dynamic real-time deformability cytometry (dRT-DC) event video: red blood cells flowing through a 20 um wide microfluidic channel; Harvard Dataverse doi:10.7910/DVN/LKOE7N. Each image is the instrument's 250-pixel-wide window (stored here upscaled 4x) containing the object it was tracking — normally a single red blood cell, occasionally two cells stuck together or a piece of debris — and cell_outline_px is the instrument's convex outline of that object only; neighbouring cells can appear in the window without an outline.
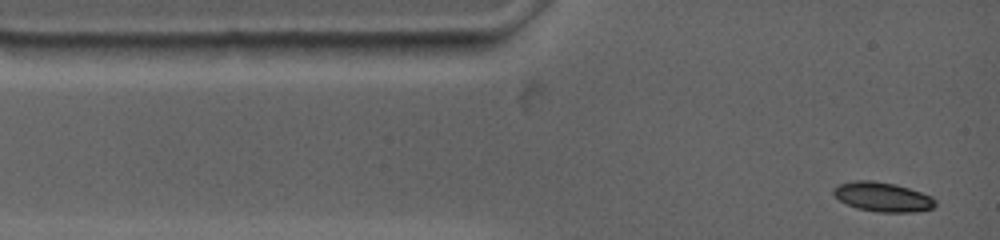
{"species": "common noctule bat (a hibernating species)", "species_latin": "Nyctalus noctula", "temperature_condition": "warm", "stored_images_in_passage": 73, "camera_frame_rate_fps": 4500, "um_per_image_px": 0.085, "animal": {"sex": "female", "body_mass_g": 19.0, "forearm_length_mm": 53.3}, "frame": {"image": 1, "passage_image": 1, "time_ms": 0.0, "image_size_px": [1000, 240], "cell_outline_px": [[936, 204], [932, 208], [916, 212], [876, 212], [856, 208], [840, 200], [832, 192], [832, 188], [840, 184], [852, 180], [872, 180], [896, 184], [932, 196], [936, 200]], "centroid_in_image_um": [75.02, 16.73], "position_along_channel_um": 10.0, "area_um2": 17.51}}
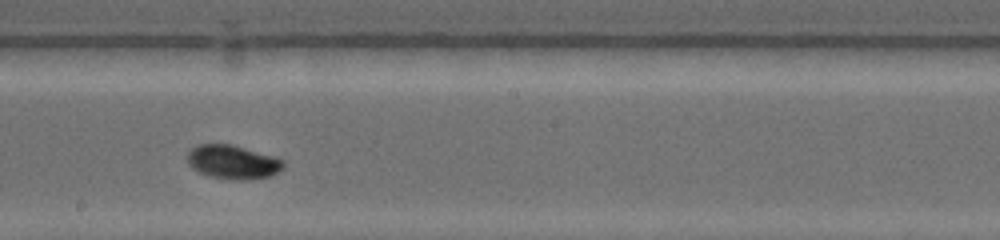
{"frame": {"image": 2, "passage_image": 32, "time_ms": 6.889, "image_size_px": [1000, 240], "cell_outline_px": [[284, 168], [280, 172], [268, 176], [208, 176], [192, 168], [188, 164], [188, 152], [192, 148], [200, 144], [232, 144], [276, 156], [284, 160]], "centroid_in_image_um": [19.8, 13.69], "position_along_channel_um": 228.4, "area_um2": 18.09}}
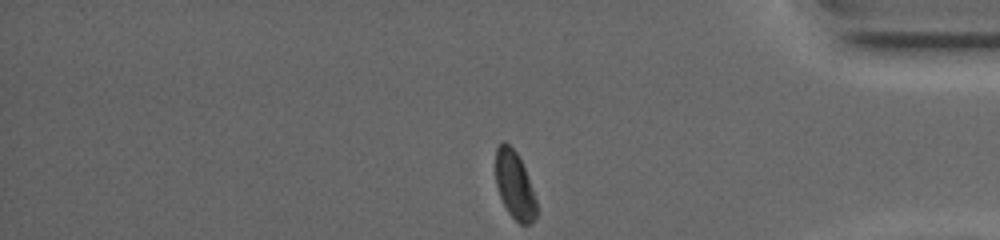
{"frame": {"image": 3, "passage_image": 72, "time_ms": 12.0, "image_size_px": [1000, 240], "cell_outline_px": [[536, 216], [528, 224], [520, 224], [508, 212], [500, 196], [496, 184], [496, 148], [504, 140], [516, 152], [524, 168], [532, 188], [536, 200]], "centroid_in_image_um": [43.73, 15.73], "position_along_channel_um": 391.5, "area_um2": 15.72}, "authors_computed_cell_mechanics": {"area_um2": 17.8602, "velocity_mm_per_s": 3.6722, "shape_relaxation_time_tau1_ms": 5.4897, "shape_relaxation_time_tau2_ms": null, "deformation_change_tau1": 0.1587, "deformation_change_tau2": null}}